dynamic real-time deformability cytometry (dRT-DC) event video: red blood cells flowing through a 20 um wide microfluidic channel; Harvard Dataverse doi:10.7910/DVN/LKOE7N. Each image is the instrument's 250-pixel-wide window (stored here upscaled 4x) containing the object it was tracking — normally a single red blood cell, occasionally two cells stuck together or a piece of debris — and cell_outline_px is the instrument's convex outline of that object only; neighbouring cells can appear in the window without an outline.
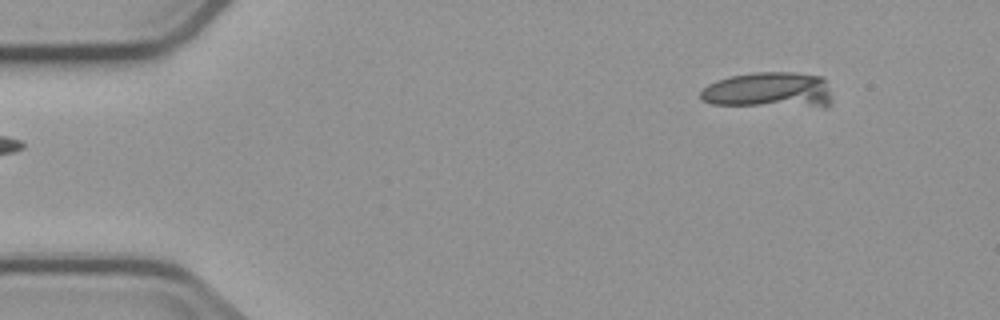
{"species": "common noctule bat (a hibernating species)", "species_latin": "Nyctalus noctula", "temperature_condition": "cold", "stored_images_in_passage": 6, "camera_frame_rate_fps": 3000, "um_per_image_px": 0.085, "animal": {"sex": "male", "body_mass_g": 23.1, "forearm_length_mm": 52.7}, "frame": {"image": 1, "passage_image": 1, "time_ms": 0.0, "image_size_px": [1000, 320], "cell_outline_px": [[828, 108], [824, 108], [712, 104], [704, 100], [700, 96], [700, 92], [708, 84], [716, 80], [732, 76], [756, 72], [796, 72], [824, 76], [828, 92]], "centroid_in_image_um": [65.37, 7.67], "position_along_channel_um": 19.6, "area_um2": 27.74}}